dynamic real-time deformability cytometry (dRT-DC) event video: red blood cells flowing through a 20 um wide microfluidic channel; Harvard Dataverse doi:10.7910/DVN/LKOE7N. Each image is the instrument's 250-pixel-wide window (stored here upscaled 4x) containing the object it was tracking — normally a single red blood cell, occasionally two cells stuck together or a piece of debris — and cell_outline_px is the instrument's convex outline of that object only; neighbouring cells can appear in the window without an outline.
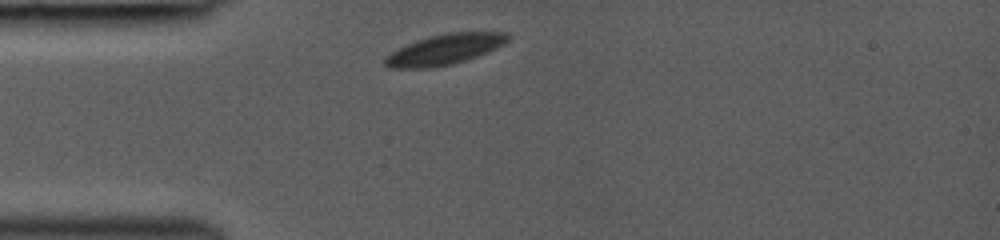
{"species": "common noctule bat (a hibernating species)", "species_latin": "Nyctalus noctula", "temperature_condition": "room temperature", "stored_images_in_passage": 2, "camera_frame_rate_fps": 3000, "um_per_image_px": 0.085, "animal": {"sex": "female", "body_mass_g": 19.0, "forearm_length_mm": 53.3}, "frame": {"image": 1, "passage_image": 1, "time_ms": 0.0, "image_size_px": [1000, 240], "cell_outline_px": [[508, 40], [504, 44], [496, 48], [476, 56], [452, 64], [432, 68], [388, 68], [384, 64], [384, 56], [416, 40], [428, 36], [448, 32], [508, 32]], "centroid_in_image_um": [37.77, 4.2], "position_along_channel_um": 47.2, "area_um2": 21.68}}